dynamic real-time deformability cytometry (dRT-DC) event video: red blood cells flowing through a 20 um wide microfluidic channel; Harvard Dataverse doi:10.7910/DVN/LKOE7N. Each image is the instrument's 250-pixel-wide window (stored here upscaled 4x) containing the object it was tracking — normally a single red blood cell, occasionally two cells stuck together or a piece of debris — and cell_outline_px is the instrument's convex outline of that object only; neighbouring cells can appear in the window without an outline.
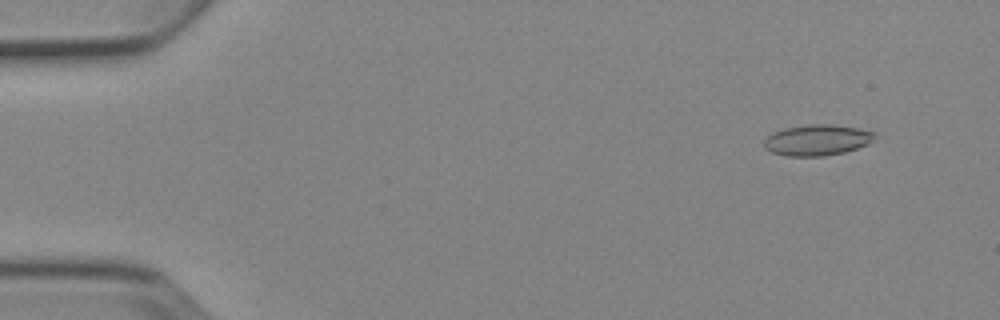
{"species": "Egyptian fruit bat (a non-hibernating species)", "species_latin": "Rousettus aegyptiacus", "temperature_condition": "cold", "stored_images_in_passage": 5, "camera_frame_rate_fps": 3000, "um_per_image_px": 0.085, "animal": {"sex": "female"}, "frame": {"image": 1, "passage_image": 2, "time_ms": 1.0, "image_size_px": [1000, 320], "cell_outline_px": [[876, 132], [872, 140], [868, 144], [844, 152], [824, 156], [788, 156], [772, 152], [764, 148], [764, 140], [772, 132], [784, 128], [808, 124], [832, 124], [856, 128]], "centroid_in_image_um": [69.43, 11.9], "position_along_channel_um": 15.6, "area_um2": 19.88}}